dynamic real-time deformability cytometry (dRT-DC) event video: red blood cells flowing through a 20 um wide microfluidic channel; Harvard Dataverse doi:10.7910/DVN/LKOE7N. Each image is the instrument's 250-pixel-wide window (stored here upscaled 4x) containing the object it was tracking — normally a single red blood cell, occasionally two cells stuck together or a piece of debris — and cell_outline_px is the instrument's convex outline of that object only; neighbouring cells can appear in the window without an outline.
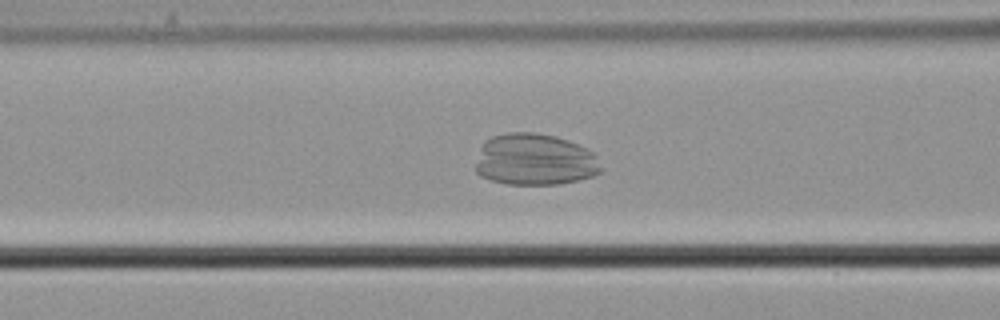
{"species": "common noctule bat (a hibernating species)", "species_latin": "Nyctalus noctula", "temperature_condition": "cold", "stored_images_in_passage": 56, "camera_frame_rate_fps": 3000, "um_per_image_px": 0.085, "animal": {"sex": "male", "body_mass_g": 21.5, "forearm_length_mm": 52.0}, "frame": {"image": 1, "passage_image": 23, "time_ms": 7.333, "image_size_px": [1000, 320], "cell_outline_px": [[600, 172], [592, 176], [560, 184], [508, 184], [492, 180], [480, 176], [476, 172], [476, 164], [480, 148], [484, 140], [492, 136], [508, 132], [536, 132], [556, 136], [568, 140], [588, 148], [596, 156], [600, 168]], "centroid_in_image_um": [45.43, 13.55], "position_along_channel_um": 121.2, "area_um2": 37.86}}
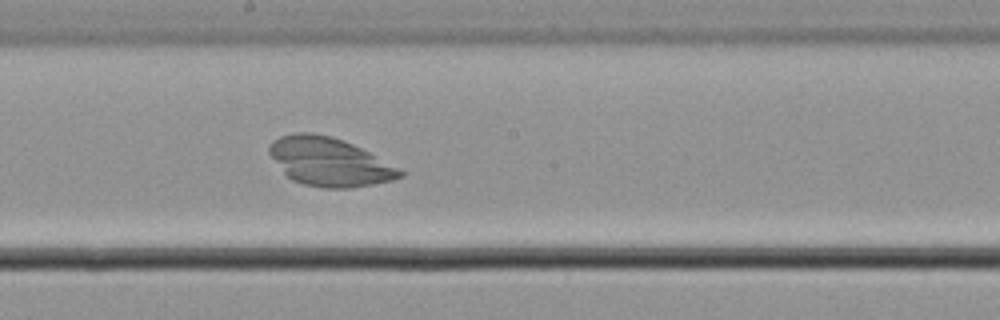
{"frame": {"image": 2, "passage_image": 31, "time_ms": 10.0, "image_size_px": [1000, 320], "cell_outline_px": [[404, 176], [392, 180], [372, 184], [348, 188], [324, 188], [304, 184], [292, 180], [284, 172], [268, 152], [268, 144], [272, 140], [280, 136], [296, 132], [312, 132], [332, 136], [352, 144], [368, 152], [404, 172]], "centroid_in_image_um": [27.94, 13.74], "position_along_channel_um": 220.3, "area_um2": 36.47}}
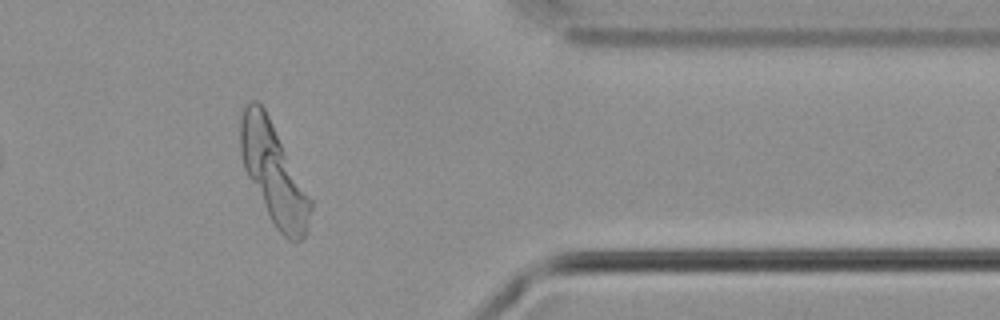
{"frame": {"image": 3, "passage_image": 46, "time_ms": 15.0, "image_size_px": [1000, 320], "cell_outline_px": [[312, 208], [308, 232], [300, 240], [288, 240], [276, 228], [268, 216], [244, 168], [240, 152], [240, 120], [244, 108], [248, 100], [256, 100], [264, 108], [312, 200]], "centroid_in_image_um": [23.26, 14.76], "position_along_channel_um": 388.1, "area_um2": 40.34}}